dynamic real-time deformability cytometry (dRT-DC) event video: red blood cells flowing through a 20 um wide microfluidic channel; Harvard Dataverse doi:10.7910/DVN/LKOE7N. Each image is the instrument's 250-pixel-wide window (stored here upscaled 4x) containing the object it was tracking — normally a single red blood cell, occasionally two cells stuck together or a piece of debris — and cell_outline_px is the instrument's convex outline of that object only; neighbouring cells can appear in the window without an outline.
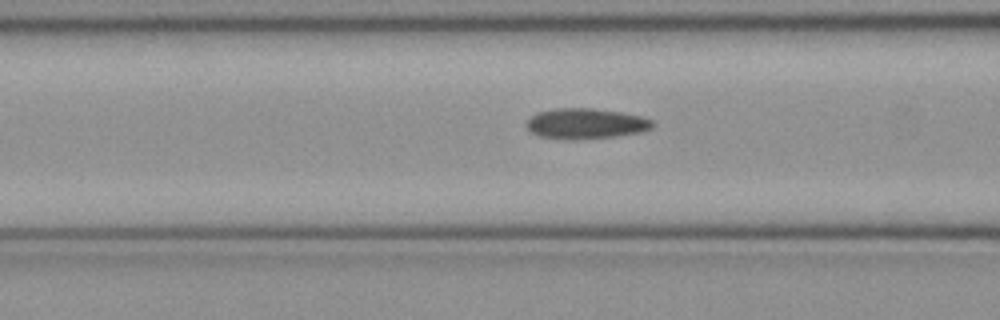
{"species": "common noctule bat (a hibernating species)", "species_latin": "Nyctalus noctula", "temperature_condition": "cold", "stored_images_in_passage": 41, "camera_frame_rate_fps": 3000, "um_per_image_px": 0.085, "animal": {"sex": "female", "body_mass_g": 21.9}, "frame": {"image": 1, "passage_image": 11, "time_ms": 3.333, "image_size_px": [1000, 320], "cell_outline_px": [[656, 124], [652, 128], [640, 132], [616, 136], [580, 140], [564, 140], [540, 136], [532, 132], [524, 124], [536, 112], [556, 108], [592, 108], [620, 112], [640, 116], [652, 120]], "centroid_in_image_um": [49.78, 10.51], "position_along_channel_um": 116.8, "area_um2": 22.6}}
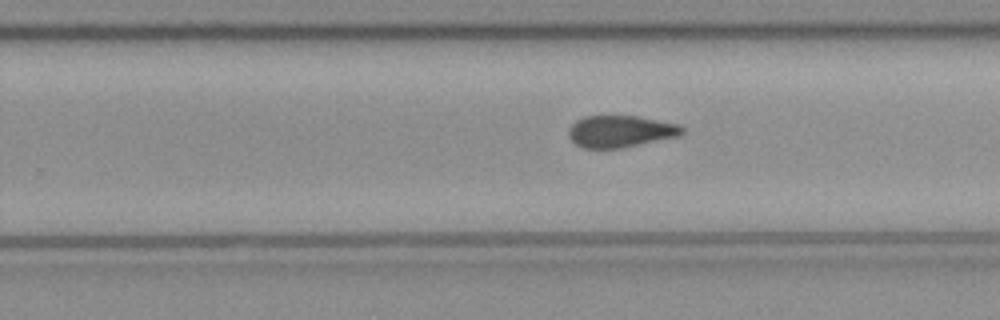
{"frame": {"image": 2, "passage_image": 23, "time_ms": 7.333, "image_size_px": [1000, 320], "cell_outline_px": [[684, 132], [680, 136], [620, 148], [584, 148], [576, 144], [568, 136], [568, 128], [576, 120], [584, 116], [636, 116], [680, 124], [684, 128]], "centroid_in_image_um": [52.74, 11.16], "position_along_channel_um": 277.1, "area_um2": 21.1}}
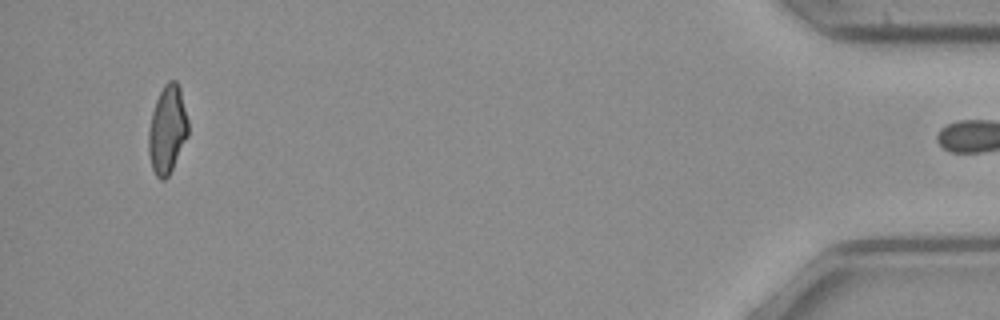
{"frame": {"image": 3, "passage_image": 40, "time_ms": 13.0, "image_size_px": [1000, 320], "cell_outline_px": [[188, 136], [168, 176], [164, 180], [160, 180], [156, 176], [152, 168], [148, 152], [148, 128], [152, 112], [156, 100], [164, 84], [168, 80], [176, 80], [180, 88], [188, 120]], "centroid_in_image_um": [14.21, 11.01], "position_along_channel_um": 421.0, "area_um2": 20.35}, "authors_computed_cell_mechanics": {"area_um2": 21.6172, "velocity_mm_per_s": 4.003, "shape_relaxation_time_tau1_ms": null, "shape_relaxation_time_tau2_ms": 2.7603, "deformation_change_tau1": null, "deformation_change_tau2": 0.0965}}